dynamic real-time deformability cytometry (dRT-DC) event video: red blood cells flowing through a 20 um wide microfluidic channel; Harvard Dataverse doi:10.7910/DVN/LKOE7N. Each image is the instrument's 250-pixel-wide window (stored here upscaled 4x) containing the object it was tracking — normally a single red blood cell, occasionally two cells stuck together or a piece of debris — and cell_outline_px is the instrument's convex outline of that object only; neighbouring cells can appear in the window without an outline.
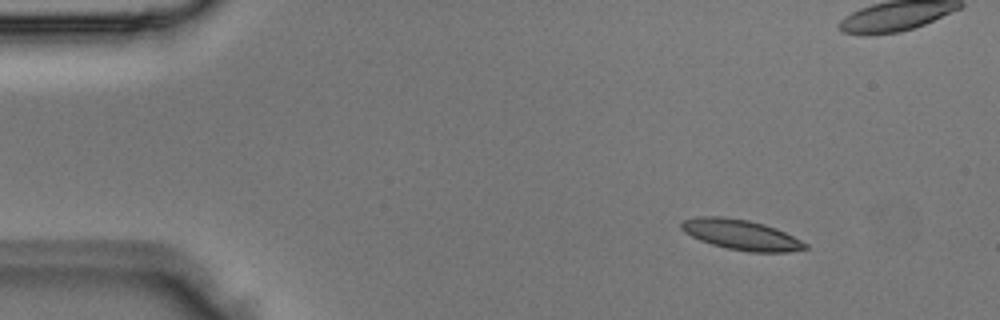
{"species": "Egyptian fruit bat (a non-hibernating species)", "species_latin": "Rousettus aegyptiacus", "temperature_condition": "room temperature", "stored_images_in_passage": 4, "camera_frame_rate_fps": 3000, "um_per_image_px": 0.085, "animal": {"sex": "male"}, "frame": {"image": 1, "passage_image": 1, "time_ms": 0.0, "image_size_px": [1000, 320], "cell_outline_px": [[808, 248], [788, 252], [752, 252], [728, 248], [712, 244], [700, 240], [684, 232], [680, 228], [680, 220], [696, 216], [724, 216], [748, 220], [764, 224], [776, 228], [808, 244]], "centroid_in_image_um": [62.95, 19.93], "position_along_channel_um": 22.1, "area_um2": 21.85}}